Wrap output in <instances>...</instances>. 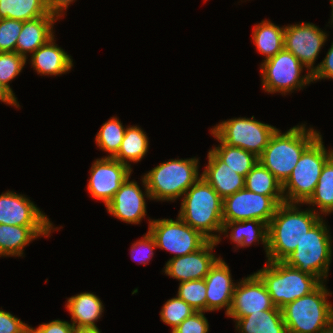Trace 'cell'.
Wrapping results in <instances>:
<instances>
[{
	"label": "cell",
	"instance_id": "30bf717a",
	"mask_svg": "<svg viewBox=\"0 0 333 333\" xmlns=\"http://www.w3.org/2000/svg\"><path fill=\"white\" fill-rule=\"evenodd\" d=\"M276 127L254 118H233L217 124L212 131L223 143L247 150L259 157Z\"/></svg>",
	"mask_w": 333,
	"mask_h": 333
},
{
	"label": "cell",
	"instance_id": "f1b7e54d",
	"mask_svg": "<svg viewBox=\"0 0 333 333\" xmlns=\"http://www.w3.org/2000/svg\"><path fill=\"white\" fill-rule=\"evenodd\" d=\"M49 14L46 0H0V19L29 21Z\"/></svg>",
	"mask_w": 333,
	"mask_h": 333
},
{
	"label": "cell",
	"instance_id": "6da1fadb",
	"mask_svg": "<svg viewBox=\"0 0 333 333\" xmlns=\"http://www.w3.org/2000/svg\"><path fill=\"white\" fill-rule=\"evenodd\" d=\"M298 205L283 202L277 207L268 224L267 261H283L322 218L315 209L301 211Z\"/></svg>",
	"mask_w": 333,
	"mask_h": 333
},
{
	"label": "cell",
	"instance_id": "603a6c76",
	"mask_svg": "<svg viewBox=\"0 0 333 333\" xmlns=\"http://www.w3.org/2000/svg\"><path fill=\"white\" fill-rule=\"evenodd\" d=\"M31 66L40 75H62L73 67V59L55 44L54 36L31 55Z\"/></svg>",
	"mask_w": 333,
	"mask_h": 333
},
{
	"label": "cell",
	"instance_id": "74e56055",
	"mask_svg": "<svg viewBox=\"0 0 333 333\" xmlns=\"http://www.w3.org/2000/svg\"><path fill=\"white\" fill-rule=\"evenodd\" d=\"M204 313L196 311L182 321L171 333H208L209 323Z\"/></svg>",
	"mask_w": 333,
	"mask_h": 333
},
{
	"label": "cell",
	"instance_id": "4fadbf2b",
	"mask_svg": "<svg viewBox=\"0 0 333 333\" xmlns=\"http://www.w3.org/2000/svg\"><path fill=\"white\" fill-rule=\"evenodd\" d=\"M327 36L313 23L285 26L284 49L291 52L313 74L314 62L325 44Z\"/></svg>",
	"mask_w": 333,
	"mask_h": 333
},
{
	"label": "cell",
	"instance_id": "3957f363",
	"mask_svg": "<svg viewBox=\"0 0 333 333\" xmlns=\"http://www.w3.org/2000/svg\"><path fill=\"white\" fill-rule=\"evenodd\" d=\"M320 135V132L311 127L306 129L305 124L294 126L286 133L276 129L258 157V161L283 184L291 175L303 152Z\"/></svg>",
	"mask_w": 333,
	"mask_h": 333
},
{
	"label": "cell",
	"instance_id": "52a82bcc",
	"mask_svg": "<svg viewBox=\"0 0 333 333\" xmlns=\"http://www.w3.org/2000/svg\"><path fill=\"white\" fill-rule=\"evenodd\" d=\"M321 218L282 262L314 276L320 283L328 277L332 260V240L329 228Z\"/></svg>",
	"mask_w": 333,
	"mask_h": 333
},
{
	"label": "cell",
	"instance_id": "7a4b0ae2",
	"mask_svg": "<svg viewBox=\"0 0 333 333\" xmlns=\"http://www.w3.org/2000/svg\"><path fill=\"white\" fill-rule=\"evenodd\" d=\"M183 196L178 216L208 240L219 244L223 225V199L202 176Z\"/></svg>",
	"mask_w": 333,
	"mask_h": 333
},
{
	"label": "cell",
	"instance_id": "bcb514c9",
	"mask_svg": "<svg viewBox=\"0 0 333 333\" xmlns=\"http://www.w3.org/2000/svg\"><path fill=\"white\" fill-rule=\"evenodd\" d=\"M317 333H333V321H331L327 326H325L324 328H322Z\"/></svg>",
	"mask_w": 333,
	"mask_h": 333
},
{
	"label": "cell",
	"instance_id": "484cf974",
	"mask_svg": "<svg viewBox=\"0 0 333 333\" xmlns=\"http://www.w3.org/2000/svg\"><path fill=\"white\" fill-rule=\"evenodd\" d=\"M231 228L230 239L236 246L247 247L253 242L261 241L264 245L267 257V231L268 225L256 219L245 221L223 222L221 234L224 233L228 237V230ZM260 240V241H259Z\"/></svg>",
	"mask_w": 333,
	"mask_h": 333
},
{
	"label": "cell",
	"instance_id": "5bb4252c",
	"mask_svg": "<svg viewBox=\"0 0 333 333\" xmlns=\"http://www.w3.org/2000/svg\"><path fill=\"white\" fill-rule=\"evenodd\" d=\"M90 172L87 189L94 199L101 200L106 206L130 177L132 168L114 158L102 157L94 161Z\"/></svg>",
	"mask_w": 333,
	"mask_h": 333
},
{
	"label": "cell",
	"instance_id": "ffe728a7",
	"mask_svg": "<svg viewBox=\"0 0 333 333\" xmlns=\"http://www.w3.org/2000/svg\"><path fill=\"white\" fill-rule=\"evenodd\" d=\"M208 164L201 176L222 199L244 189L245 177L229 168L212 150L208 152Z\"/></svg>",
	"mask_w": 333,
	"mask_h": 333
},
{
	"label": "cell",
	"instance_id": "7402d4cb",
	"mask_svg": "<svg viewBox=\"0 0 333 333\" xmlns=\"http://www.w3.org/2000/svg\"><path fill=\"white\" fill-rule=\"evenodd\" d=\"M58 20L54 15L23 21L22 30L16 43V52L27 60V53H34L54 36L53 24Z\"/></svg>",
	"mask_w": 333,
	"mask_h": 333
},
{
	"label": "cell",
	"instance_id": "c3c4849f",
	"mask_svg": "<svg viewBox=\"0 0 333 333\" xmlns=\"http://www.w3.org/2000/svg\"><path fill=\"white\" fill-rule=\"evenodd\" d=\"M25 333H34L30 328Z\"/></svg>",
	"mask_w": 333,
	"mask_h": 333
},
{
	"label": "cell",
	"instance_id": "7bdbcfd3",
	"mask_svg": "<svg viewBox=\"0 0 333 333\" xmlns=\"http://www.w3.org/2000/svg\"><path fill=\"white\" fill-rule=\"evenodd\" d=\"M73 1L75 0H46V6L49 14L60 18L63 16V10H66Z\"/></svg>",
	"mask_w": 333,
	"mask_h": 333
},
{
	"label": "cell",
	"instance_id": "d590c367",
	"mask_svg": "<svg viewBox=\"0 0 333 333\" xmlns=\"http://www.w3.org/2000/svg\"><path fill=\"white\" fill-rule=\"evenodd\" d=\"M26 61L17 52H0V82L13 95L9 82L20 74Z\"/></svg>",
	"mask_w": 333,
	"mask_h": 333
},
{
	"label": "cell",
	"instance_id": "cb8c5ba5",
	"mask_svg": "<svg viewBox=\"0 0 333 333\" xmlns=\"http://www.w3.org/2000/svg\"><path fill=\"white\" fill-rule=\"evenodd\" d=\"M66 308L76 329H98L95 322L102 317L104 305L98 296L83 292L67 299Z\"/></svg>",
	"mask_w": 333,
	"mask_h": 333
},
{
	"label": "cell",
	"instance_id": "8992f818",
	"mask_svg": "<svg viewBox=\"0 0 333 333\" xmlns=\"http://www.w3.org/2000/svg\"><path fill=\"white\" fill-rule=\"evenodd\" d=\"M324 284L281 308L287 333H317L333 321V306L327 300L332 293Z\"/></svg>",
	"mask_w": 333,
	"mask_h": 333
},
{
	"label": "cell",
	"instance_id": "d4e9b609",
	"mask_svg": "<svg viewBox=\"0 0 333 333\" xmlns=\"http://www.w3.org/2000/svg\"><path fill=\"white\" fill-rule=\"evenodd\" d=\"M232 319L236 321V330L240 333H287L281 309L258 311Z\"/></svg>",
	"mask_w": 333,
	"mask_h": 333
},
{
	"label": "cell",
	"instance_id": "4316f807",
	"mask_svg": "<svg viewBox=\"0 0 333 333\" xmlns=\"http://www.w3.org/2000/svg\"><path fill=\"white\" fill-rule=\"evenodd\" d=\"M284 30L285 26L279 27L269 20L254 26L252 40L258 52L264 54L265 60L284 49Z\"/></svg>",
	"mask_w": 333,
	"mask_h": 333
},
{
	"label": "cell",
	"instance_id": "60d3db41",
	"mask_svg": "<svg viewBox=\"0 0 333 333\" xmlns=\"http://www.w3.org/2000/svg\"><path fill=\"white\" fill-rule=\"evenodd\" d=\"M34 333H74L75 326L62 320H53L49 323L40 324L36 329L29 327Z\"/></svg>",
	"mask_w": 333,
	"mask_h": 333
},
{
	"label": "cell",
	"instance_id": "4dcf8cb0",
	"mask_svg": "<svg viewBox=\"0 0 333 333\" xmlns=\"http://www.w3.org/2000/svg\"><path fill=\"white\" fill-rule=\"evenodd\" d=\"M304 204L318 206L321 215L333 213V155L324 164L315 190Z\"/></svg>",
	"mask_w": 333,
	"mask_h": 333
},
{
	"label": "cell",
	"instance_id": "ee69618b",
	"mask_svg": "<svg viewBox=\"0 0 333 333\" xmlns=\"http://www.w3.org/2000/svg\"><path fill=\"white\" fill-rule=\"evenodd\" d=\"M16 99L15 95L9 92L0 82V101L18 108L19 103Z\"/></svg>",
	"mask_w": 333,
	"mask_h": 333
},
{
	"label": "cell",
	"instance_id": "277c9868",
	"mask_svg": "<svg viewBox=\"0 0 333 333\" xmlns=\"http://www.w3.org/2000/svg\"><path fill=\"white\" fill-rule=\"evenodd\" d=\"M199 159H171L154 167L144 176L151 199L175 201L201 177Z\"/></svg>",
	"mask_w": 333,
	"mask_h": 333
},
{
	"label": "cell",
	"instance_id": "8fae6325",
	"mask_svg": "<svg viewBox=\"0 0 333 333\" xmlns=\"http://www.w3.org/2000/svg\"><path fill=\"white\" fill-rule=\"evenodd\" d=\"M149 220L148 231L155 239L157 248L174 253L172 258L193 253L208 241L198 230L186 224L179 216L176 220Z\"/></svg>",
	"mask_w": 333,
	"mask_h": 333
},
{
	"label": "cell",
	"instance_id": "9c48e42d",
	"mask_svg": "<svg viewBox=\"0 0 333 333\" xmlns=\"http://www.w3.org/2000/svg\"><path fill=\"white\" fill-rule=\"evenodd\" d=\"M305 67L291 52L283 49L260 66L262 73V87L268 93L287 94L295 89H303L312 80L308 72L300 76Z\"/></svg>",
	"mask_w": 333,
	"mask_h": 333
},
{
	"label": "cell",
	"instance_id": "7dc6e473",
	"mask_svg": "<svg viewBox=\"0 0 333 333\" xmlns=\"http://www.w3.org/2000/svg\"><path fill=\"white\" fill-rule=\"evenodd\" d=\"M330 2H331V3H330L331 6H332V7H331V8H332V16H331V21H332V22H331V23H333V0H330Z\"/></svg>",
	"mask_w": 333,
	"mask_h": 333
},
{
	"label": "cell",
	"instance_id": "b9f144b4",
	"mask_svg": "<svg viewBox=\"0 0 333 333\" xmlns=\"http://www.w3.org/2000/svg\"><path fill=\"white\" fill-rule=\"evenodd\" d=\"M333 79V42L324 60L314 67L312 80Z\"/></svg>",
	"mask_w": 333,
	"mask_h": 333
},
{
	"label": "cell",
	"instance_id": "e0dca14e",
	"mask_svg": "<svg viewBox=\"0 0 333 333\" xmlns=\"http://www.w3.org/2000/svg\"><path fill=\"white\" fill-rule=\"evenodd\" d=\"M217 244L216 241L208 240L199 250L193 253L169 259L163 272L179 280L180 283L204 279L210 268L219 259L212 253Z\"/></svg>",
	"mask_w": 333,
	"mask_h": 333
},
{
	"label": "cell",
	"instance_id": "7c38bea8",
	"mask_svg": "<svg viewBox=\"0 0 333 333\" xmlns=\"http://www.w3.org/2000/svg\"><path fill=\"white\" fill-rule=\"evenodd\" d=\"M283 202L284 196H264L244 188L223 199V222L256 219L268 225Z\"/></svg>",
	"mask_w": 333,
	"mask_h": 333
},
{
	"label": "cell",
	"instance_id": "d6a6232c",
	"mask_svg": "<svg viewBox=\"0 0 333 333\" xmlns=\"http://www.w3.org/2000/svg\"><path fill=\"white\" fill-rule=\"evenodd\" d=\"M125 131L126 128L117 117H111L102 125L95 141L101 150L110 153L106 158H113L118 153Z\"/></svg>",
	"mask_w": 333,
	"mask_h": 333
},
{
	"label": "cell",
	"instance_id": "f35d334b",
	"mask_svg": "<svg viewBox=\"0 0 333 333\" xmlns=\"http://www.w3.org/2000/svg\"><path fill=\"white\" fill-rule=\"evenodd\" d=\"M155 248H157L155 239L148 231L141 240H138L136 243H133L131 248L132 251L131 257L133 258L134 261H138L141 264L146 265L148 264V261L152 259L154 255L153 250Z\"/></svg>",
	"mask_w": 333,
	"mask_h": 333
},
{
	"label": "cell",
	"instance_id": "836d02e7",
	"mask_svg": "<svg viewBox=\"0 0 333 333\" xmlns=\"http://www.w3.org/2000/svg\"><path fill=\"white\" fill-rule=\"evenodd\" d=\"M177 296L196 311L206 312V283L204 279L180 283Z\"/></svg>",
	"mask_w": 333,
	"mask_h": 333
},
{
	"label": "cell",
	"instance_id": "ba28073f",
	"mask_svg": "<svg viewBox=\"0 0 333 333\" xmlns=\"http://www.w3.org/2000/svg\"><path fill=\"white\" fill-rule=\"evenodd\" d=\"M332 155L333 150L325 149L320 135L303 152L291 175L282 184L284 201L304 205L315 190L324 164Z\"/></svg>",
	"mask_w": 333,
	"mask_h": 333
},
{
	"label": "cell",
	"instance_id": "2e32d148",
	"mask_svg": "<svg viewBox=\"0 0 333 333\" xmlns=\"http://www.w3.org/2000/svg\"><path fill=\"white\" fill-rule=\"evenodd\" d=\"M129 178L120 186L106 208L111 215L125 223L139 224L147 213L144 198L151 199V196L144 176L142 177V184L146 194L143 193L136 181H129Z\"/></svg>",
	"mask_w": 333,
	"mask_h": 333
},
{
	"label": "cell",
	"instance_id": "44dd1931",
	"mask_svg": "<svg viewBox=\"0 0 333 333\" xmlns=\"http://www.w3.org/2000/svg\"><path fill=\"white\" fill-rule=\"evenodd\" d=\"M53 226H17L0 224V257L22 256L23 249L39 236L48 237Z\"/></svg>",
	"mask_w": 333,
	"mask_h": 333
},
{
	"label": "cell",
	"instance_id": "9a60e30c",
	"mask_svg": "<svg viewBox=\"0 0 333 333\" xmlns=\"http://www.w3.org/2000/svg\"><path fill=\"white\" fill-rule=\"evenodd\" d=\"M269 309L279 308L272 302L262 280L254 273L236 284L227 316L242 318Z\"/></svg>",
	"mask_w": 333,
	"mask_h": 333
},
{
	"label": "cell",
	"instance_id": "f6af8a7d",
	"mask_svg": "<svg viewBox=\"0 0 333 333\" xmlns=\"http://www.w3.org/2000/svg\"><path fill=\"white\" fill-rule=\"evenodd\" d=\"M74 333H101V331L99 329L84 328V329H75Z\"/></svg>",
	"mask_w": 333,
	"mask_h": 333
},
{
	"label": "cell",
	"instance_id": "e575fe53",
	"mask_svg": "<svg viewBox=\"0 0 333 333\" xmlns=\"http://www.w3.org/2000/svg\"><path fill=\"white\" fill-rule=\"evenodd\" d=\"M196 310L178 296L166 301L160 311L163 323L170 325L174 330L182 321L195 313Z\"/></svg>",
	"mask_w": 333,
	"mask_h": 333
},
{
	"label": "cell",
	"instance_id": "8d00e7d4",
	"mask_svg": "<svg viewBox=\"0 0 333 333\" xmlns=\"http://www.w3.org/2000/svg\"><path fill=\"white\" fill-rule=\"evenodd\" d=\"M23 21L0 19V52H16V43Z\"/></svg>",
	"mask_w": 333,
	"mask_h": 333
},
{
	"label": "cell",
	"instance_id": "83f0119b",
	"mask_svg": "<svg viewBox=\"0 0 333 333\" xmlns=\"http://www.w3.org/2000/svg\"><path fill=\"white\" fill-rule=\"evenodd\" d=\"M145 132L136 126L126 127L124 138L121 142L118 153L113 157L120 163L131 167L130 162H138L146 155L149 143Z\"/></svg>",
	"mask_w": 333,
	"mask_h": 333
},
{
	"label": "cell",
	"instance_id": "1f68e13d",
	"mask_svg": "<svg viewBox=\"0 0 333 333\" xmlns=\"http://www.w3.org/2000/svg\"><path fill=\"white\" fill-rule=\"evenodd\" d=\"M244 188L264 196H283L282 183L259 161L246 175Z\"/></svg>",
	"mask_w": 333,
	"mask_h": 333
},
{
	"label": "cell",
	"instance_id": "f546056e",
	"mask_svg": "<svg viewBox=\"0 0 333 333\" xmlns=\"http://www.w3.org/2000/svg\"><path fill=\"white\" fill-rule=\"evenodd\" d=\"M211 134L218 140L220 145L211 149L222 161L236 173L246 177L251 169L258 163V157L236 146L223 143L212 131Z\"/></svg>",
	"mask_w": 333,
	"mask_h": 333
},
{
	"label": "cell",
	"instance_id": "ab89813d",
	"mask_svg": "<svg viewBox=\"0 0 333 333\" xmlns=\"http://www.w3.org/2000/svg\"><path fill=\"white\" fill-rule=\"evenodd\" d=\"M29 327L10 312L0 309V333H25Z\"/></svg>",
	"mask_w": 333,
	"mask_h": 333
},
{
	"label": "cell",
	"instance_id": "ac0fdd59",
	"mask_svg": "<svg viewBox=\"0 0 333 333\" xmlns=\"http://www.w3.org/2000/svg\"><path fill=\"white\" fill-rule=\"evenodd\" d=\"M0 224L53 226L50 219L25 195L6 191L0 195Z\"/></svg>",
	"mask_w": 333,
	"mask_h": 333
},
{
	"label": "cell",
	"instance_id": "5b68a950",
	"mask_svg": "<svg viewBox=\"0 0 333 333\" xmlns=\"http://www.w3.org/2000/svg\"><path fill=\"white\" fill-rule=\"evenodd\" d=\"M255 274L262 280L272 302L279 309L310 294L321 284L314 276L282 261H267Z\"/></svg>",
	"mask_w": 333,
	"mask_h": 333
},
{
	"label": "cell",
	"instance_id": "d6986e66",
	"mask_svg": "<svg viewBox=\"0 0 333 333\" xmlns=\"http://www.w3.org/2000/svg\"><path fill=\"white\" fill-rule=\"evenodd\" d=\"M204 280L206 283V312L225 307L227 315L236 286L232 280L229 266L219 257Z\"/></svg>",
	"mask_w": 333,
	"mask_h": 333
}]
</instances>
